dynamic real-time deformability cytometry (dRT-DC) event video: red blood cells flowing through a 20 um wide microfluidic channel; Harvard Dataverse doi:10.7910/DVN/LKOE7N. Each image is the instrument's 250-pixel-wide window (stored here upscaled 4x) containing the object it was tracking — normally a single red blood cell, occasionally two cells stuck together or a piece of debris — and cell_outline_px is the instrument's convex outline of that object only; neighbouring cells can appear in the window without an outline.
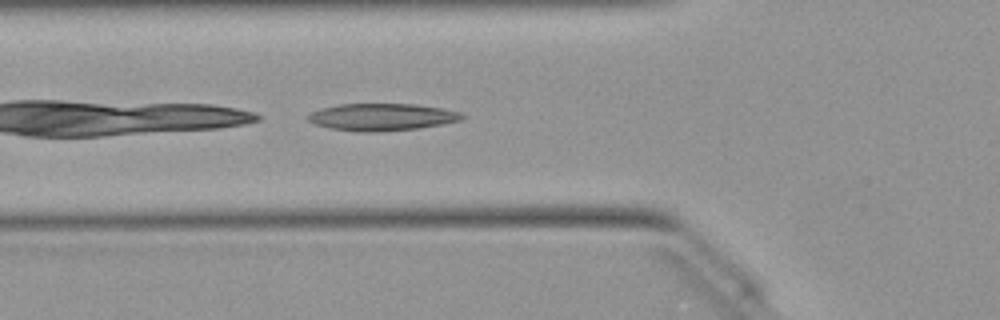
{"species": "Egyptian fruit bat (a non-hibernating species)", "species_latin": "Rousettus aegyptiacus", "temperature_condition": "warm", "stored_images_in_passage": 30, "camera_frame_rate_fps": 3000, "um_per_image_px": 0.085, "animal": {"sex": "female"}, "frame": {"image": 1, "passage_image": 3, "time_ms": 0.667, "image_size_px": [1000, 320], "cell_outline_px": [[464, 116], [460, 120], [444, 124], [416, 128], [376, 132], [356, 132], [328, 128], [316, 124], [308, 120], [304, 116], [320, 108], [340, 104], [416, 104], [444, 108], [460, 112]], "centroid_in_image_um": [32.43, 9.94], "position_along_channel_um": 93.4, "area_um2": 24.51}}
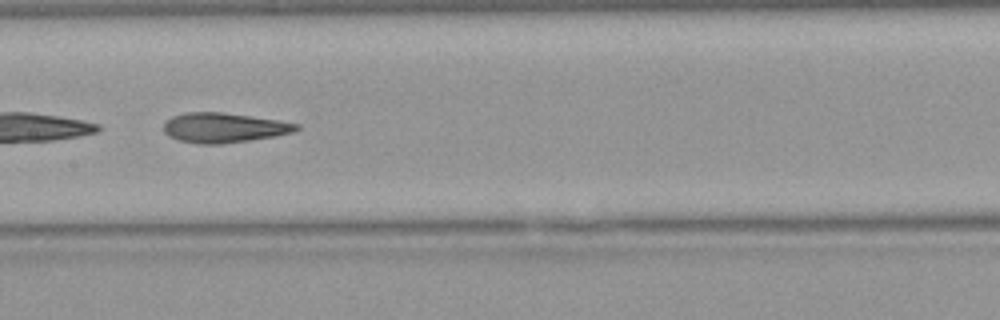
{"frame": {"image": 2, "passage_image": 10, "time_ms": 3.0, "image_size_px": [1000, 320], "cell_outline_px": [[300, 128], [292, 132], [272, 136], [248, 140], [220, 144], [200, 144], [176, 140], [168, 136], [164, 132], [164, 120], [172, 116], [184, 112], [220, 112], [280, 120], [300, 124]], "centroid_in_image_um": [18.97, 10.85], "position_along_channel_um": 188.4, "area_um2": 23.06}}
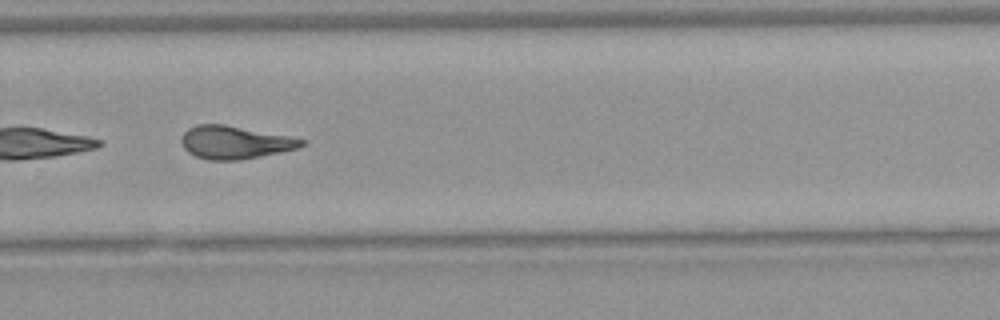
{"frame": {"image": 3, "passage_image": 19, "time_ms": 6.0, "image_size_px": [1000, 320], "cell_outline_px": [[308, 140], [304, 144], [296, 148], [280, 152], [236, 160], [208, 160], [196, 156], [188, 152], [184, 148], [180, 140], [184, 132], [188, 128], [196, 124], [224, 124], [288, 136]], "centroid_in_image_um": [19.92, 12.09], "position_along_channel_um": 309.9, "area_um2": 22.83}, "authors_computed_cell_mechanics": {"area_um2": 23.0333, "velocity_mm_per_s": 4.0624, "shape_relaxation_time_tau1_ms": null, "shape_relaxation_time_tau2_ms": 2.9938, "deformation_change_tau1": null, "deformation_change_tau2": 0.1261}}